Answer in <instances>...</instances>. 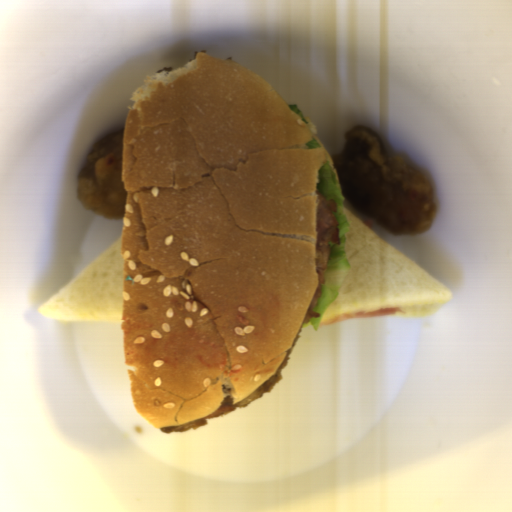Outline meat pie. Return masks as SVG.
<instances>
[{"label":"meat pie","instance_id":"2","mask_svg":"<svg viewBox=\"0 0 512 512\" xmlns=\"http://www.w3.org/2000/svg\"><path fill=\"white\" fill-rule=\"evenodd\" d=\"M301 331L302 326L299 327L290 347L288 348L281 364L279 365L278 369L276 370L275 374L265 380L253 393L239 401L238 403H235L233 401L232 396H227L223 399L222 403L208 416L203 417L201 419H197L194 421L177 424V425H166L163 427H160V431L164 433H175V432H181V431H187L190 429H194L197 427H201L204 425H207L209 422L207 420L211 418H216L231 412H234L238 408H244L248 404L252 403L253 401L259 399L260 397L264 396L265 394L272 391V389L275 387V385L282 380L283 376L281 374L282 369L286 368L289 361H290V354L292 350L294 349L295 345L299 341L301 337Z\"/></svg>","mask_w":512,"mask_h":512},{"label":"meat pie","instance_id":"1","mask_svg":"<svg viewBox=\"0 0 512 512\" xmlns=\"http://www.w3.org/2000/svg\"><path fill=\"white\" fill-rule=\"evenodd\" d=\"M338 204L332 198L326 199L316 189V227H317V257L316 272L319 276L318 289L306 311L303 323H309L311 318H319L321 314L315 311L316 305L322 298V286L325 285L327 269L332 252V244H341L338 221L333 212Z\"/></svg>","mask_w":512,"mask_h":512}]
</instances>
